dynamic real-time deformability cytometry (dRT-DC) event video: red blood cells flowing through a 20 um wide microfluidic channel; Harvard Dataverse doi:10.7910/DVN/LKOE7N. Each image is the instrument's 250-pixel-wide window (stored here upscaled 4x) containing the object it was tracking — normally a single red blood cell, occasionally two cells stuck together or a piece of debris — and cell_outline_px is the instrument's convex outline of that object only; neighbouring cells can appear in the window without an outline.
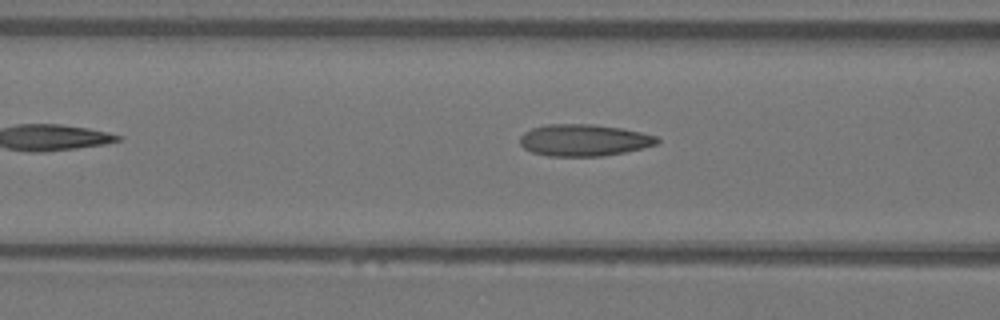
{"species": "Egyptian fruit bat (a non-hibernating species)", "species_latin": "Rousettus aegyptiacus", "temperature_condition": "warm", "stored_images_in_passage": 4, "camera_frame_rate_fps": 3000, "um_per_image_px": 0.085, "animal": {"sex": "female"}, "frame": {"image": 1, "passage_image": 3, "time_ms": 0.667, "image_size_px": [1000, 320], "cell_outline_px": [[660, 140], [656, 144], [624, 152], [604, 156], [548, 156], [532, 152], [524, 148], [520, 144], [520, 136], [524, 132], [532, 128], [544, 124], [592, 124], [624, 128], [656, 136]], "centroid_in_image_um": [49.6, 11.91], "position_along_channel_um": 117.0, "area_um2": 25.43}}